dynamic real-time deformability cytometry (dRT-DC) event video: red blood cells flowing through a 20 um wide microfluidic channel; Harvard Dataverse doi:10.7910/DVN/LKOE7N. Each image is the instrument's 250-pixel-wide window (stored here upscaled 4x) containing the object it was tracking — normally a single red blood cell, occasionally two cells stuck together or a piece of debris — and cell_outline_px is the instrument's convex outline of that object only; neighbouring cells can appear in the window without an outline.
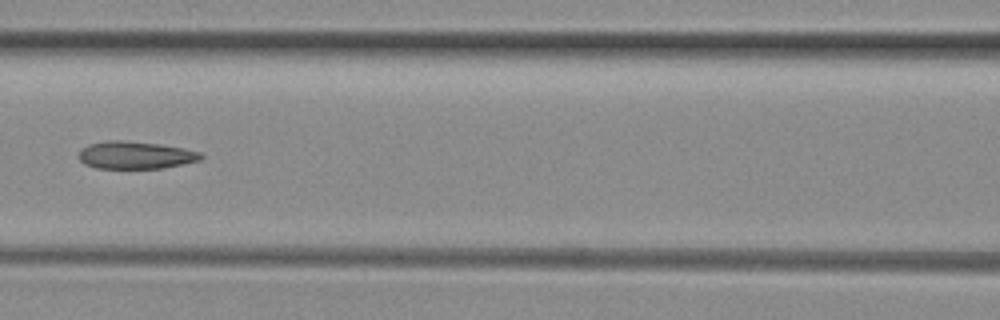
{"species": "common noctule bat (a hibernating species)", "species_latin": "Nyctalus noctula", "temperature_condition": "room temperature", "stored_images_in_passage": 4, "camera_frame_rate_fps": 3000, "um_per_image_px": 0.085, "animal": {"sex": "female", "body_mass_g": 29.2, "forearm_length_mm": 56.3}, "frame": {"image": 1, "passage_image": 3, "time_ms": 0.667, "image_size_px": [1000, 320], "cell_outline_px": [[204, 156], [200, 160], [164, 168], [96, 168], [84, 164], [76, 156], [80, 148], [88, 144], [108, 140], [120, 140], [160, 144], [184, 148], [200, 152]], "centroid_in_image_um": [11.47, 13.18], "position_along_channel_um": 155.1, "area_um2": 19.77}}
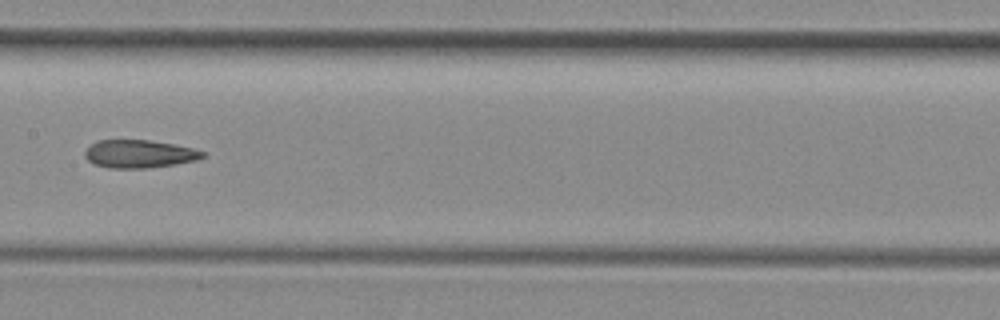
{"frame": {"image": 2, "passage_image": 4, "time_ms": 1.0, "image_size_px": [1000, 320], "cell_outline_px": [[204, 156], [196, 160], [176, 164], [144, 168], [108, 168], [92, 164], [84, 156], [84, 152], [96, 140], [148, 140], [172, 144], [192, 148], [204, 152]], "centroid_in_image_um": [11.79, 13.09], "position_along_channel_um": 195.6, "area_um2": 19.07}}